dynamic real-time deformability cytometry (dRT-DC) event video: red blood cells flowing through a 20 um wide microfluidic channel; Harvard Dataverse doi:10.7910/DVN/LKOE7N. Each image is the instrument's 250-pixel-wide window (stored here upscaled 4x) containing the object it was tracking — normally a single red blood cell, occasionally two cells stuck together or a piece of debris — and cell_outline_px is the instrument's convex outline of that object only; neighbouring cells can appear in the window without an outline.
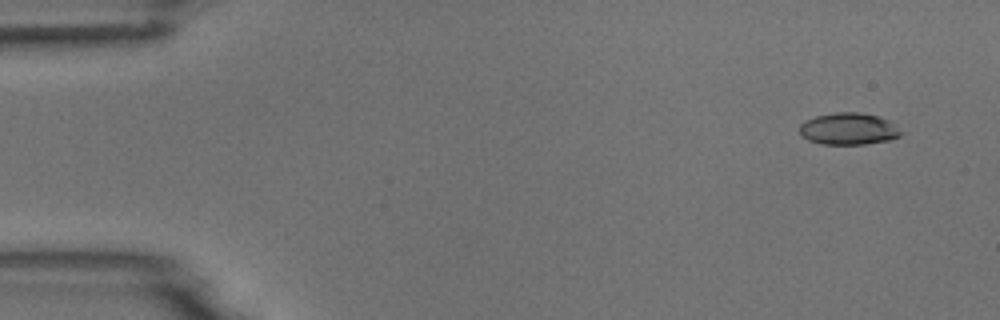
{"species": "common noctule bat (a hibernating species)", "species_latin": "Nyctalus noctula", "temperature_condition": "room temperature", "stored_images_in_passage": 6, "camera_frame_rate_fps": 3000, "um_per_image_px": 0.085, "animal": {"sex": "male", "body_mass_g": 18.8}, "frame": {"image": 1, "passage_image": 1, "time_ms": 0.0, "image_size_px": [1000, 320], "cell_outline_px": [[904, 132], [900, 136], [888, 140], [864, 144], [820, 144], [808, 140], [800, 132], [800, 124], [804, 120], [816, 116], [836, 112], [856, 112], [876, 116], [888, 120]], "centroid_in_image_um": [72.12, 10.95], "position_along_channel_um": 12.9, "area_um2": 18.73}}
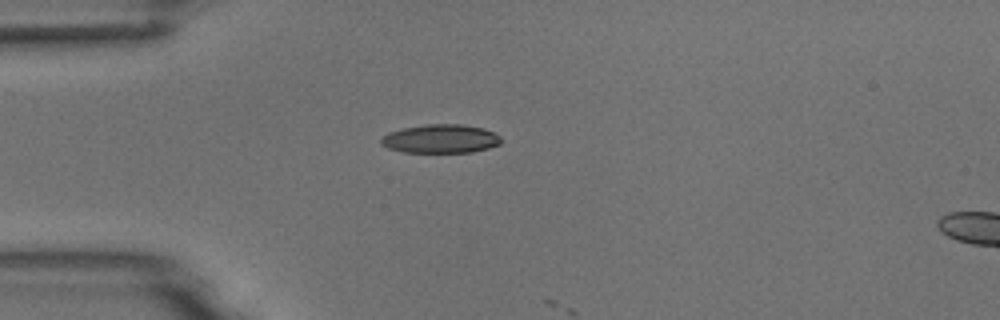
{"frame": {"image": 2, "passage_image": 4, "time_ms": 1.0, "image_size_px": [1000, 320], "cell_outline_px": [[500, 144], [488, 148], [472, 152], [404, 152], [388, 148], [380, 144], [380, 140], [388, 132], [404, 128], [428, 124], [464, 124], [484, 128], [496, 132], [500, 136]], "centroid_in_image_um": [37.48, 11.79], "position_along_channel_um": 47.5, "area_um2": 20.11}}